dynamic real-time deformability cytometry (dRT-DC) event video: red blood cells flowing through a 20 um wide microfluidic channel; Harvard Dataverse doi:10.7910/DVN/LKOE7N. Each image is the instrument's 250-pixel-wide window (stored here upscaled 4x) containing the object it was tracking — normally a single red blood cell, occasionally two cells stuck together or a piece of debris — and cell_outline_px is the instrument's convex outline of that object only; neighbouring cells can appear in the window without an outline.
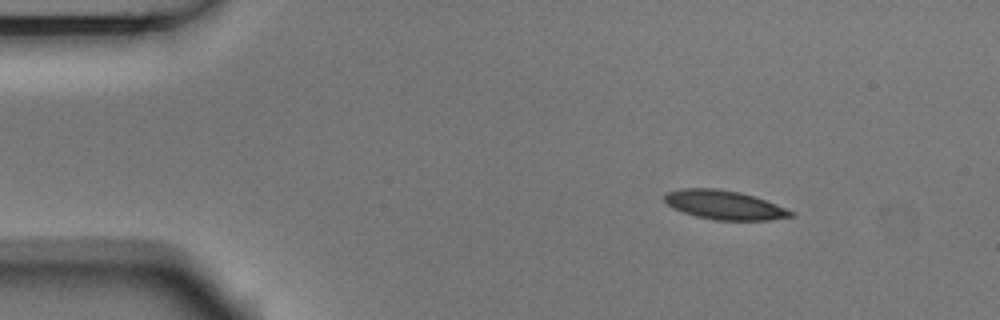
{"species": "Egyptian fruit bat (a non-hibernating species)", "species_latin": "Rousettus aegyptiacus", "temperature_condition": "room temperature", "stored_images_in_passage": 5, "camera_frame_rate_fps": 3000, "um_per_image_px": 0.085, "animal": {"sex": "male"}, "frame": {"image": 1, "passage_image": 2, "time_ms": 0.333, "image_size_px": [1000, 320], "cell_outline_px": [[796, 216], [772, 220], [716, 220], [696, 216], [672, 208], [664, 200], [664, 196], [668, 192], [680, 188], [716, 188], [740, 192], [776, 204], [792, 212]], "centroid_in_image_um": [61.55, 17.42], "position_along_channel_um": 23.4, "area_um2": 21.21}}
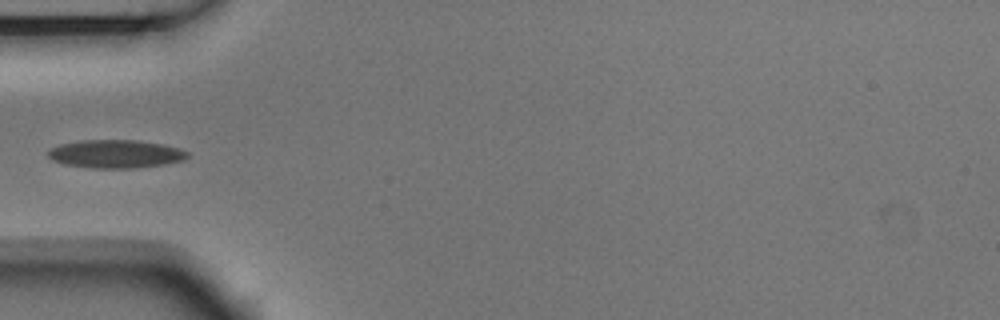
{"frame": {"image": 2, "passage_image": 5, "time_ms": 1.333, "image_size_px": [1000, 320], "cell_outline_px": [[188, 156], [184, 160], [164, 164], [136, 168], [92, 168], [64, 164], [52, 160], [48, 156], [48, 152], [52, 148], [60, 144], [80, 140], [136, 140], [164, 144], [180, 148], [188, 152]], "centroid_in_image_um": [9.85, 13.08], "position_along_channel_um": 75.2, "area_um2": 22.95}}